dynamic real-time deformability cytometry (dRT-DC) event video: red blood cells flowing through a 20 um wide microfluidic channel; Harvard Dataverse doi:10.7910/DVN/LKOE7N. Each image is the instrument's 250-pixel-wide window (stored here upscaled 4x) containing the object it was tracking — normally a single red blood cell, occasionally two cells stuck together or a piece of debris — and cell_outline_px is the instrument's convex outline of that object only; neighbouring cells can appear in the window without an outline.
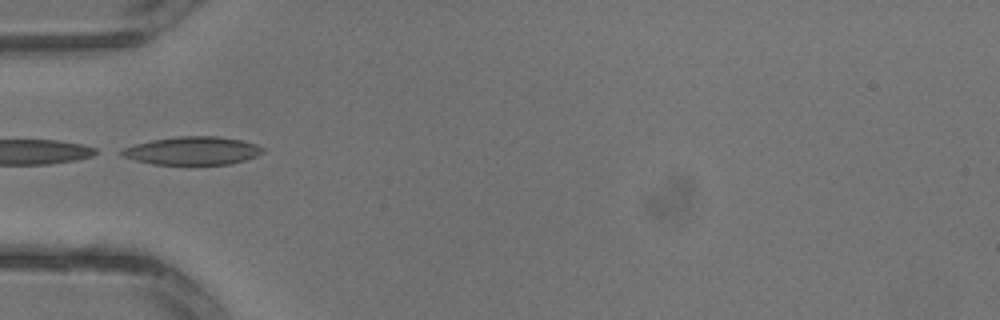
{"species": "common noctule bat (a hibernating species)", "species_latin": "Nyctalus noctula", "temperature_condition": "warm", "stored_images_in_passage": 1, "camera_frame_rate_fps": 3000, "um_per_image_px": 0.085, "animal": {"sex": "male", "body_mass_g": 13.3}, "frame": {"image": 1, "passage_image": 1, "time_ms": 0.0, "image_size_px": [1000, 320], "cell_outline_px": [[264, 152], [256, 156], [232, 164], [152, 164], [120, 156], [116, 152], [124, 148], [136, 144], [152, 140], [180, 136], [216, 136], [240, 140], [256, 144], [264, 148]], "centroid_in_image_um": [16.34, 12.81], "position_along_channel_um": 68.7, "area_um2": 23.06}}